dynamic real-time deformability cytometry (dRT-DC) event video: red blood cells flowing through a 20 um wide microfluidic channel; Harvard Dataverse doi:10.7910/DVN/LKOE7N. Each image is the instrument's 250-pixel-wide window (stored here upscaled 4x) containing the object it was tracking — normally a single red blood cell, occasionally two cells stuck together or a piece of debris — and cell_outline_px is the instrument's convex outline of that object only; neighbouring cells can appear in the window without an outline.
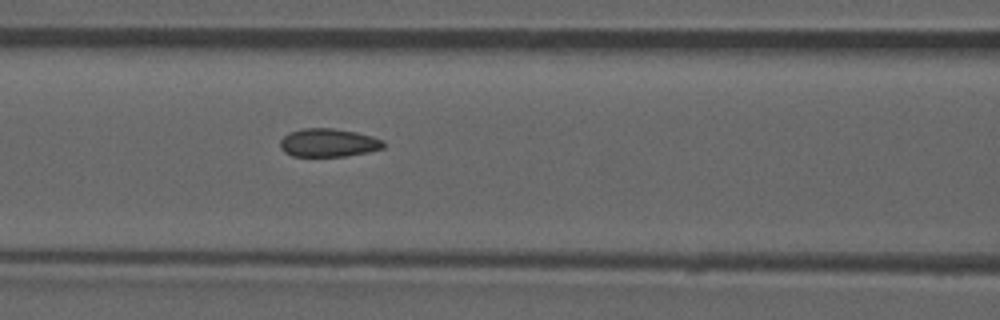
{"species": "common noctule bat (a hibernating species)", "species_latin": "Nyctalus noctula", "temperature_condition": "room temperature", "stored_images_in_passage": 31, "camera_frame_rate_fps": 3000, "um_per_image_px": 0.085, "animal": {"sex": "male", "forearm_length_mm": 52.5}, "frame": {"image": 1, "passage_image": 10, "time_ms": 3.0, "image_size_px": [1000, 320], "cell_outline_px": [[384, 148], [368, 152], [344, 156], [292, 156], [284, 152], [280, 148], [280, 140], [288, 132], [304, 128], [332, 128], [356, 132], [372, 136], [384, 140]], "centroid_in_image_um": [27.9, 12.13], "position_along_channel_um": 138.7, "area_um2": 17.11}}